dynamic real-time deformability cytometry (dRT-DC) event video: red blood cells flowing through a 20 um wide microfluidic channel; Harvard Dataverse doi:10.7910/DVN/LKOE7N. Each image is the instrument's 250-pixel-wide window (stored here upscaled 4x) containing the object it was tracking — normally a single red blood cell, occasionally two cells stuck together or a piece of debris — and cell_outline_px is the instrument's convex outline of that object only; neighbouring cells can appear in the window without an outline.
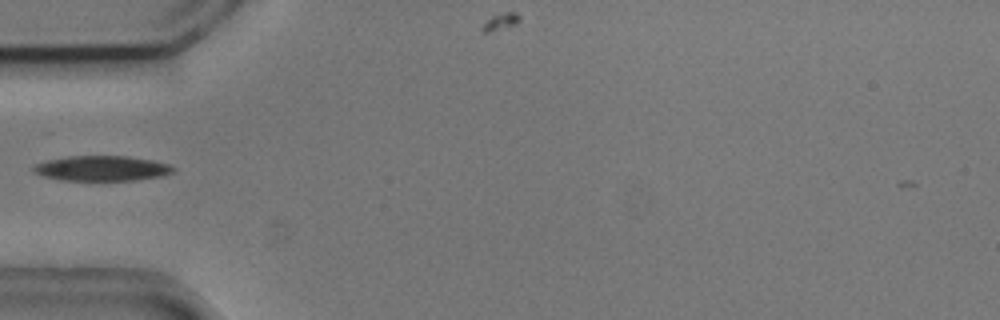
{"species": "common noctule bat (a hibernating species)", "species_latin": "Nyctalus noctula", "temperature_condition": "cold", "stored_images_in_passage": 38, "camera_frame_rate_fps": 3000, "um_per_image_px": 0.085, "animal": {"sex": "male", "body_mass_g": 20.5, "forearm_length_mm": 52.5}, "frame": {"image": 1, "passage_image": 2, "time_ms": 0.333, "image_size_px": [1000, 320], "cell_outline_px": [[176, 168], [172, 172], [160, 176], [136, 180], [60, 180], [44, 176], [32, 172], [32, 168], [36, 164], [48, 160], [68, 156], [128, 156], [152, 160], [168, 164]], "centroid_in_image_um": [8.64, 14.31], "position_along_channel_um": 76.4, "area_um2": 20.35}}
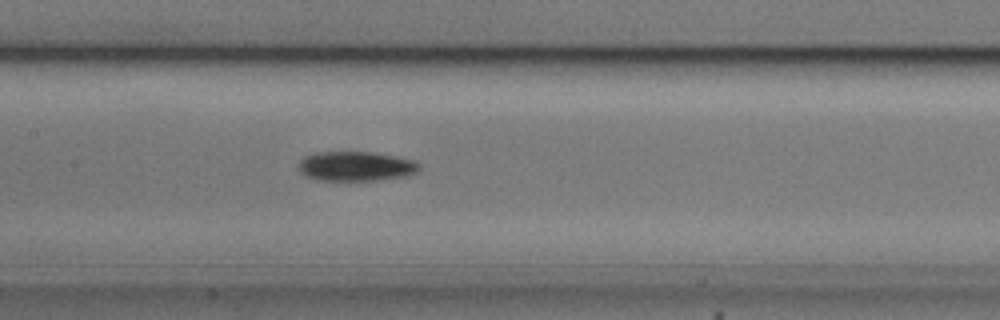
{"frame": {"image": 2, "passage_image": 10, "time_ms": 3.0, "image_size_px": [1000, 320], "cell_outline_px": [[420, 168], [416, 172], [404, 176], [380, 180], [316, 180], [304, 176], [300, 172], [300, 160], [304, 156], [316, 152], [372, 152], [396, 156], [416, 160], [420, 164]], "centroid_in_image_um": [30.26, 14.13], "position_along_channel_um": 177.1, "area_um2": 20.92}}
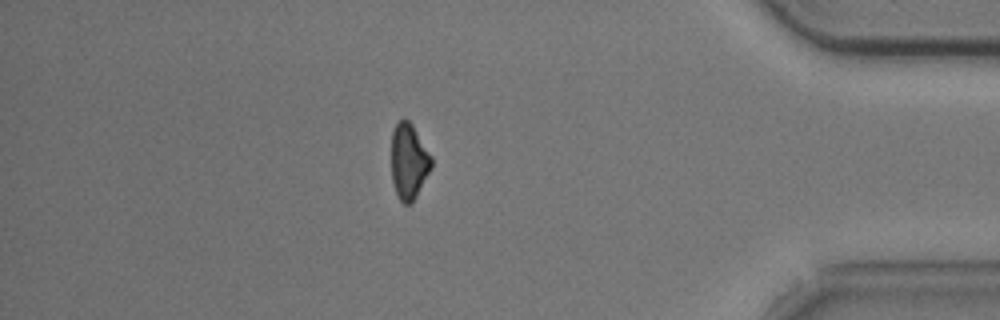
{"frame": {"image": 3, "passage_image": 31, "time_ms": 10.0, "image_size_px": [1000, 320], "cell_outline_px": [[432, 168], [412, 204], [404, 204], [400, 200], [396, 192], [392, 180], [392, 132], [396, 124], [404, 116], [412, 124], [432, 156]], "centroid_in_image_um": [34.76, 13.72], "position_along_channel_um": 400.4, "area_um2": 17.74}, "authors_computed_cell_mechanics": {"area_um2": 19.4497, "velocity_mm_per_s": 3.736, "shape_relaxation_time_tau1_ms": 2.0618, "shape_relaxation_time_tau2_ms": null, "deformation_change_tau1": 0.1163, "deformation_change_tau2": null}}